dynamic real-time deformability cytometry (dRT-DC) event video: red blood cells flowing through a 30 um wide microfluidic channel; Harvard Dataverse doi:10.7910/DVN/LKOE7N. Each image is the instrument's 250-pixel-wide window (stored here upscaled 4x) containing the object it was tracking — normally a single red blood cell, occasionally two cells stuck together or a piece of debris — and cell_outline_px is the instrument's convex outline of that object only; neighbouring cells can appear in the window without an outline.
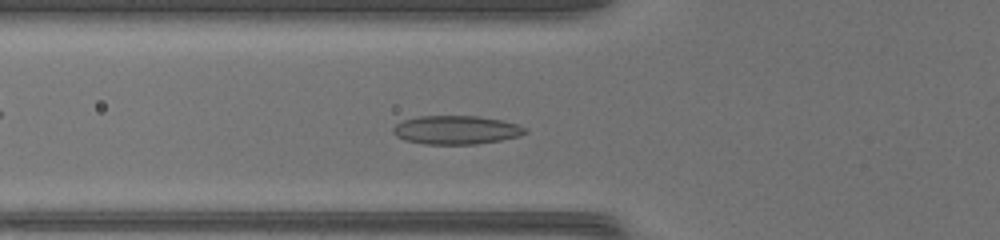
{"species": "common noctule bat (a hibernating species)", "species_latin": "Nyctalus noctula", "temperature_condition": "warm", "stored_images_in_passage": 44, "camera_frame_rate_fps": 3000, "um_per_image_px": 0.085, "animal": {"sex": "female", "body_mass_g": 17.0, "forearm_length_mm": 48.0}, "frame": {"image": 1, "passage_image": 14, "time_ms": 4.333, "image_size_px": [1000, 240], "cell_outline_px": [[528, 132], [520, 136], [500, 140], [476, 144], [424, 144], [404, 140], [396, 136], [392, 132], [392, 128], [396, 124], [404, 120], [416, 116], [476, 116], [500, 120], [516, 124], [528, 128]], "centroid_in_image_um": [38.76, 11.05], "position_along_channel_um": 87.0, "area_um2": 22.08}}
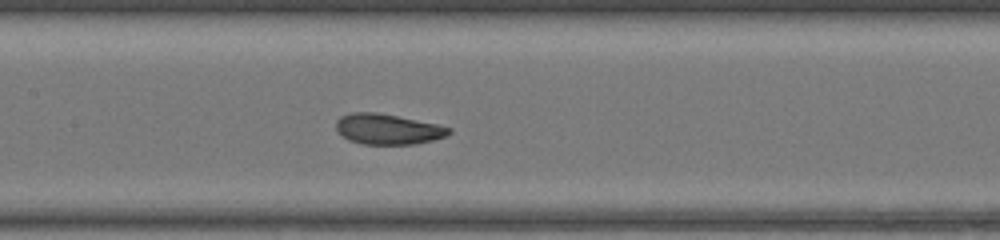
{"frame": {"image": 2, "passage_image": 20, "time_ms": 6.333, "image_size_px": [1000, 240], "cell_outline_px": [[452, 132], [444, 136], [432, 140], [416, 144], [364, 144], [348, 140], [336, 132], [336, 120], [340, 116], [352, 112], [376, 112], [436, 124], [452, 128]], "centroid_in_image_um": [32.91, 10.98], "position_along_channel_um": 174.5, "area_um2": 20.0}}
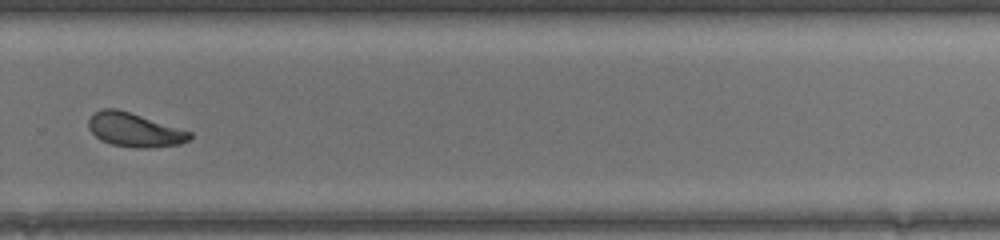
{"frame": {"image": 3, "passage_image": 30, "time_ms": 9.667, "image_size_px": [1000, 240], "cell_outline_px": [[192, 136], [188, 140], [180, 144], [148, 148], [136, 148], [112, 144], [100, 140], [88, 128], [88, 120], [96, 112], [104, 108], [116, 108], [192, 132]], "centroid_in_image_um": [11.43, 11.05], "position_along_channel_um": 318.4, "area_um2": 19.71}, "authors_computed_cell_mechanics": {"area_um2": 20.4901, "velocity_mm_per_s": 4.3342, "shape_relaxation_time_tau1_ms": 4.5788, "shape_relaxation_time_tau2_ms": 2.061, "deformation_change_tau1": 0.1422, "deformation_change_tau2": 0.0604}}